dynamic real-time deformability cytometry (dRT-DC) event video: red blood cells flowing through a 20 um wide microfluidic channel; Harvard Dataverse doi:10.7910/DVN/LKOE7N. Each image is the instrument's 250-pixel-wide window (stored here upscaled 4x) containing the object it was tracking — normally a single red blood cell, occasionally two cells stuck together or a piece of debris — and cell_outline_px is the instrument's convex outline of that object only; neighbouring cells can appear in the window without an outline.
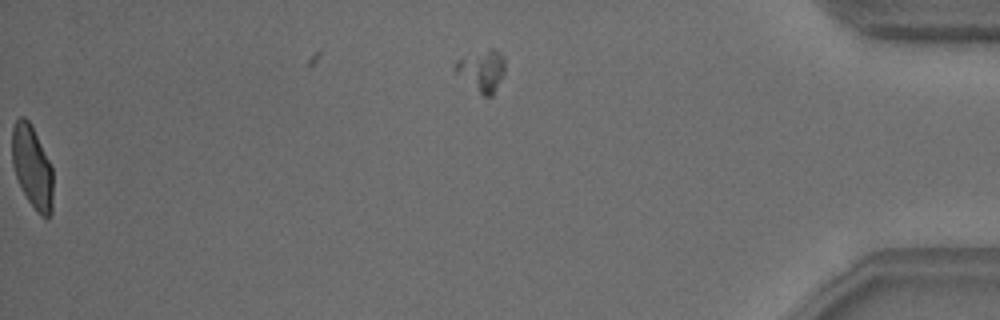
{"species": "common noctule bat (a hibernating species)", "species_latin": "Nyctalus noctula", "temperature_condition": "warm", "stored_images_in_passage": 53, "camera_frame_rate_fps": 3000, "um_per_image_px": 0.085, "animal": {"sex": "male", "body_mass_g": 18.8}, "frame": {"image": 1, "passage_image": 52, "time_ms": 17.0, "image_size_px": [1000, 320], "cell_outline_px": [[52, 212], [48, 220], [40, 216], [36, 212], [28, 200], [16, 176], [12, 164], [12, 128], [16, 120], [20, 116], [24, 116], [32, 124], [52, 168]], "centroid_in_image_um": [2.74, 14.2], "position_along_channel_um": 432.5, "area_um2": 19.77}, "authors_computed_cell_mechanics": {"area_um2": 20.6924, "velocity_mm_per_s": 3.7917, "shape_relaxation_time_tau1_ms": 2.7915, "shape_relaxation_time_tau2_ms": null, "deformation_change_tau1": 0.1319, "deformation_change_tau2": null}}